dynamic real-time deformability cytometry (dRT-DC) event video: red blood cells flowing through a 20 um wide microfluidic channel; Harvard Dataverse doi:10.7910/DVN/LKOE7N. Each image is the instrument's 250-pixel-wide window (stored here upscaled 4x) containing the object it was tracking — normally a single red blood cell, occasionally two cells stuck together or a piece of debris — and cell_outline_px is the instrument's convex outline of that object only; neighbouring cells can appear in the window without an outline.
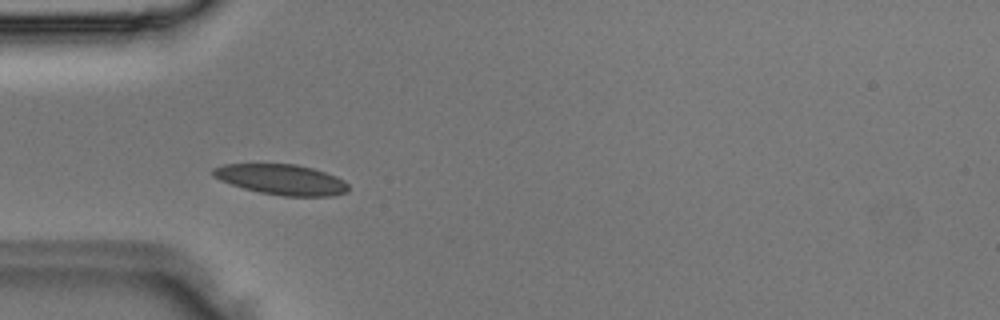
{"species": "Egyptian fruit bat (a non-hibernating species)", "species_latin": "Rousettus aegyptiacus", "temperature_condition": "room temperature", "stored_images_in_passage": 3, "camera_frame_rate_fps": 3000, "um_per_image_px": 0.085, "animal": {"sex": "male"}, "frame": {"image": 1, "passage_image": 3, "time_ms": 0.667, "image_size_px": [1000, 320], "cell_outline_px": [[348, 192], [332, 196], [284, 196], [260, 192], [244, 188], [220, 180], [212, 176], [212, 168], [224, 164], [296, 164], [312, 168], [336, 176], [344, 180], [348, 184]], "centroid_in_image_um": [23.93, 15.26], "position_along_channel_um": 61.1, "area_um2": 23.93}}